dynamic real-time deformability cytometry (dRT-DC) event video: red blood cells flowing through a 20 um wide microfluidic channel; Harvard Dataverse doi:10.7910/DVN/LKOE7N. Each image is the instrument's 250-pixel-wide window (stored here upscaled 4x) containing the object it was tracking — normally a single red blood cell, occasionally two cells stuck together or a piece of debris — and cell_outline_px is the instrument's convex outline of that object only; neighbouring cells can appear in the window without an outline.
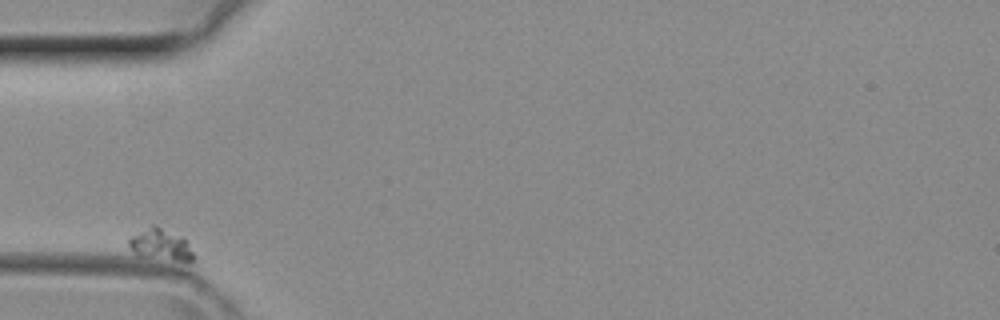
{"species": "common noctule bat (a hibernating species)", "species_latin": "Nyctalus noctula", "temperature_condition": "room temperature", "stored_images_in_passage": 3, "camera_frame_rate_fps": 3000, "um_per_image_px": 0.085, "animal": {"sex": "female", "body_mass_g": 29.2, "forearm_length_mm": 56.3}, "frame": {"image": 1, "passage_image": 1, "time_ms": 0.0, "image_size_px": [1000, 320], "cell_outline_px": [[192, 260], [188, 272], [180, 272], [136, 256], [128, 244], [128, 240], [132, 236], [152, 224], [156, 224], [184, 236], [188, 240], [192, 252]], "centroid_in_image_um": [13.82, 21.06], "position_along_channel_um": 71.2, "area_um2": 14.68}}